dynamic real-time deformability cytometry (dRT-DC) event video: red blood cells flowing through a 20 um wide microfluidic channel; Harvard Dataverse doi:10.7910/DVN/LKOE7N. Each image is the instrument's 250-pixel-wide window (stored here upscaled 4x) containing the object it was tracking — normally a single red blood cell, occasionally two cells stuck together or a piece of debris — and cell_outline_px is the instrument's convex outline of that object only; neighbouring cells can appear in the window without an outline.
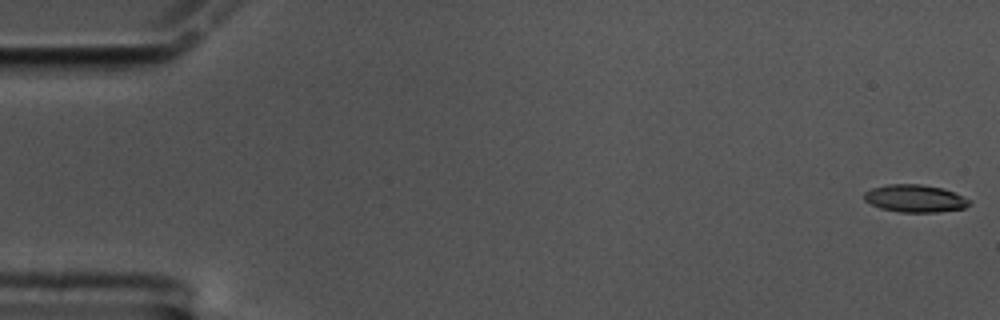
{"species": "common noctule bat (a hibernating species)", "species_latin": "Nyctalus noctula", "temperature_condition": "cold", "stored_images_in_passage": 60, "camera_frame_rate_fps": 3000, "um_per_image_px": 0.085, "animal": {"sex": "male", "body_mass_g": 17.5, "forearm_length_mm": 52.3}, "frame": {"image": 1, "passage_image": 1, "time_ms": 0.0, "image_size_px": [1000, 320], "cell_outline_px": [[972, 204], [964, 208], [940, 212], [900, 212], [880, 208], [864, 200], [864, 192], [872, 188], [888, 184], [920, 184], [944, 188], [972, 200]], "centroid_in_image_um": [77.81, 16.87], "position_along_channel_um": 7.2, "area_um2": 16.99}}
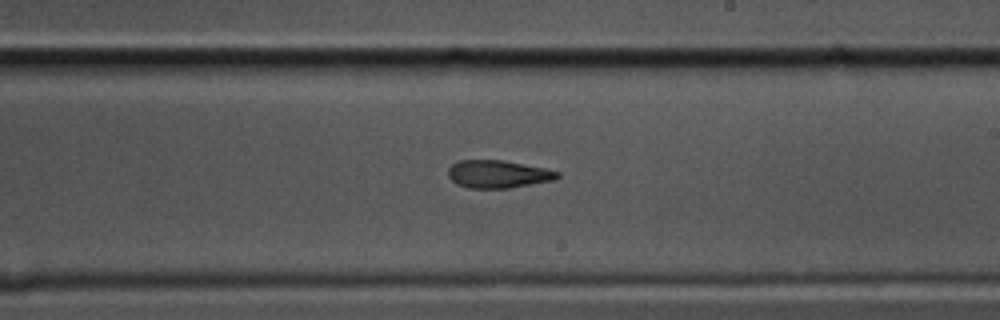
{"frame": {"image": 2, "passage_image": 35, "time_ms": 11.333, "image_size_px": [1000, 320], "cell_outline_px": [[560, 176], [556, 180], [508, 188], [468, 188], [456, 184], [448, 176], [448, 168], [452, 164], [460, 160], [504, 160], [544, 168], [560, 172]], "centroid_in_image_um": [42.33, 14.8], "position_along_channel_um": 246.7, "area_um2": 17.74}}
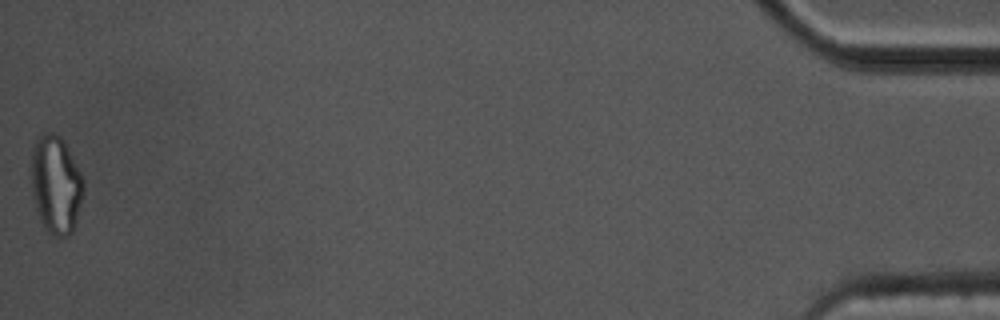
{"frame": {"image": 3, "passage_image": 60, "time_ms": 19.667, "image_size_px": [1000, 320], "cell_outline_px": [[84, 188], [80, 204], [72, 232], [68, 236], [52, 236], [44, 228], [36, 212], [32, 196], [32, 148], [36, 136], [44, 132], [52, 132], [60, 136], [64, 140], [84, 180]], "centroid_in_image_um": [4.73, 15.67], "position_along_channel_um": 430.5, "area_um2": 30.0}, "authors_computed_cell_mechanics": {"area_um2": 18.3804, "velocity_mm_per_s": 3.3688, "shape_relaxation_time_tau1_ms": 9.6315, "shape_relaxation_time_tau2_ms": 3.2795, "deformation_change_tau1": 0.2175, "deformation_change_tau2": 0.1178}}